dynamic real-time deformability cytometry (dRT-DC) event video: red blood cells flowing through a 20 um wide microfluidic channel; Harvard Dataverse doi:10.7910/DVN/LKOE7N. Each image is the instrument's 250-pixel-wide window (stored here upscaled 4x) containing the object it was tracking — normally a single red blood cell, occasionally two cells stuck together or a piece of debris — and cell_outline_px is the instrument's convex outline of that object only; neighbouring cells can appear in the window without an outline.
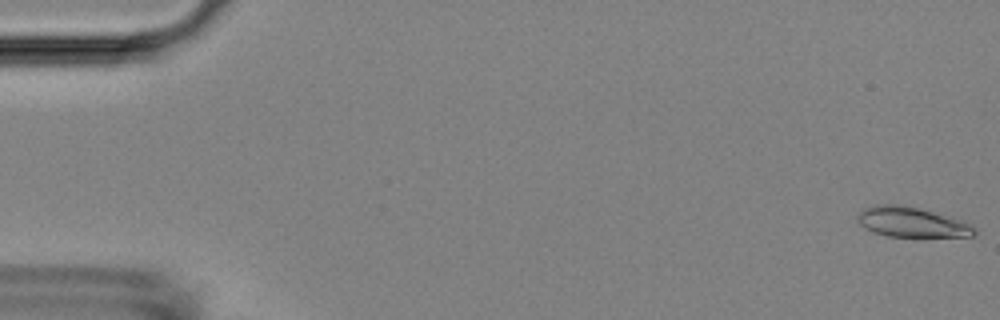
{"species": "Egyptian fruit bat (a non-hibernating species)", "species_latin": "Rousettus aegyptiacus", "temperature_condition": "room temperature", "stored_images_in_passage": 20, "camera_frame_rate_fps": 3000, "um_per_image_px": 0.085, "animal": {"sex": "female"}, "frame": {"image": 1, "passage_image": 1, "time_ms": 0.0, "image_size_px": [1000, 320], "cell_outline_px": [[976, 232], [972, 236], [888, 236], [872, 232], [864, 228], [856, 220], [856, 216], [864, 208], [876, 204], [896, 204], [920, 208], [964, 220], [972, 224], [976, 228]], "centroid_in_image_um": [77.49, 18.87], "position_along_channel_um": 7.5, "area_um2": 20.58}}